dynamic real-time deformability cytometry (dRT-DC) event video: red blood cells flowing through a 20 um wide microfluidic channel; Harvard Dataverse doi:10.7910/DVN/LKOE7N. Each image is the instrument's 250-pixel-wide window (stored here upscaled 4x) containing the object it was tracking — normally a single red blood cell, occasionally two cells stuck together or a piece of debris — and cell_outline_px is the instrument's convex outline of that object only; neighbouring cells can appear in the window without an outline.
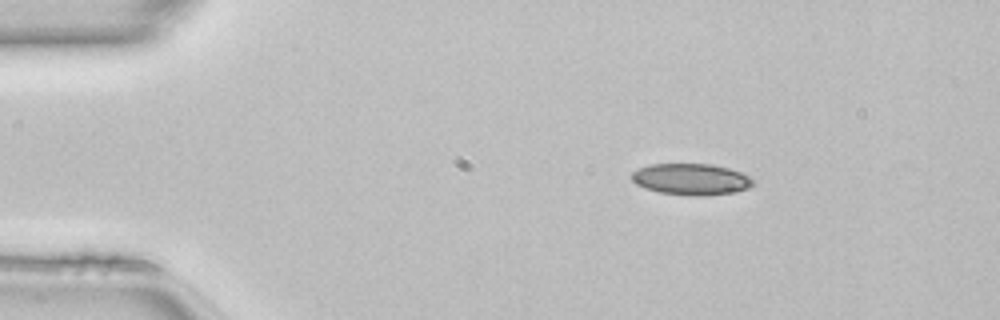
{"species": "common noctule bat (a hibernating species)", "species_latin": "Nyctalus noctula", "temperature_condition": "room temperature", "stored_images_in_passage": 42, "camera_frame_rate_fps": 3000, "um_per_image_px": 0.085, "animal": {"sex": "female", "body_mass_g": 22.7, "forearm_length_mm": 54.2}, "frame": {"image": 1, "passage_image": 1, "time_ms": 0.0, "image_size_px": [1000, 320], "cell_outline_px": [[756, 184], [748, 188], [736, 192], [700, 196], [692, 196], [660, 192], [644, 188], [636, 184], [632, 180], [632, 172], [648, 164], [712, 164], [728, 168], [740, 172], [756, 180]], "centroid_in_image_um": [58.78, 15.24], "position_along_channel_um": 26.2, "area_um2": 22.31}}
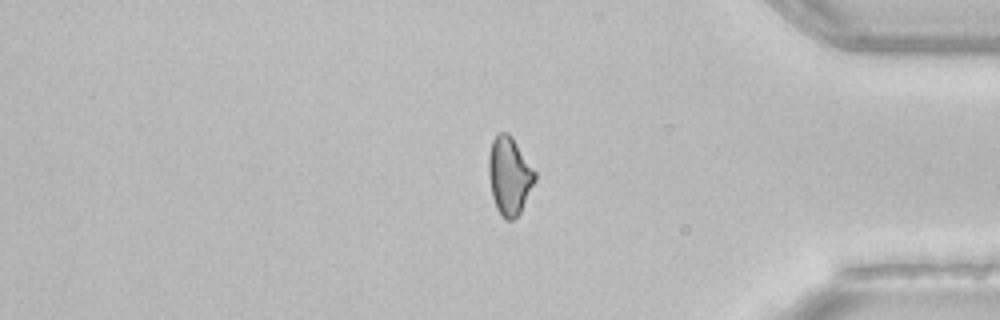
{"frame": {"image": 2, "passage_image": 34, "time_ms": 11.0, "image_size_px": [1000, 320], "cell_outline_px": [[536, 180], [520, 212], [512, 220], [504, 220], [500, 216], [496, 208], [492, 196], [488, 176], [488, 156], [492, 140], [500, 132], [508, 132], [512, 136], [536, 172]], "centroid_in_image_um": [43.28, 14.94], "position_along_channel_um": 391.9, "area_um2": 21.15}}
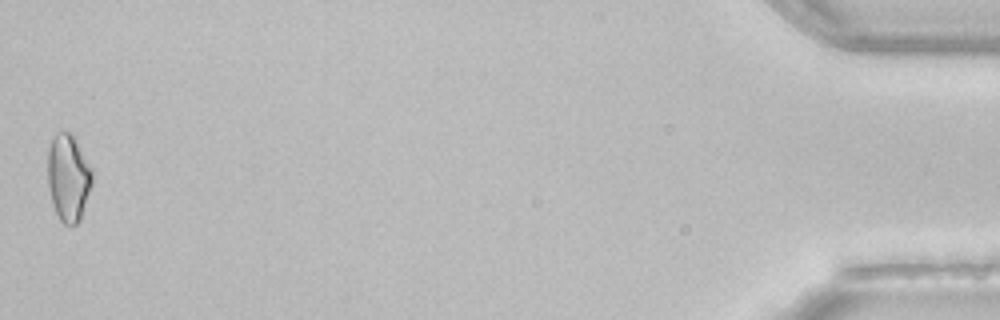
{"frame": {"image": 3, "passage_image": 42, "time_ms": 13.667, "image_size_px": [1000, 320], "cell_outline_px": [[92, 184], [80, 220], [76, 224], [64, 224], [60, 220], [52, 204], [48, 184], [48, 148], [52, 136], [56, 132], [72, 132], [92, 168]], "centroid_in_image_um": [5.8, 15.06], "position_along_channel_um": 429.4, "area_um2": 22.72}, "authors_computed_cell_mechanics": {"area_um2": 21.3571, "velocity_mm_per_s": 4.1579, "shape_relaxation_time_tau1_ms": null, "shape_relaxation_time_tau2_ms": 7.576, "deformation_change_tau1": null, "deformation_change_tau2": 0.1415}}